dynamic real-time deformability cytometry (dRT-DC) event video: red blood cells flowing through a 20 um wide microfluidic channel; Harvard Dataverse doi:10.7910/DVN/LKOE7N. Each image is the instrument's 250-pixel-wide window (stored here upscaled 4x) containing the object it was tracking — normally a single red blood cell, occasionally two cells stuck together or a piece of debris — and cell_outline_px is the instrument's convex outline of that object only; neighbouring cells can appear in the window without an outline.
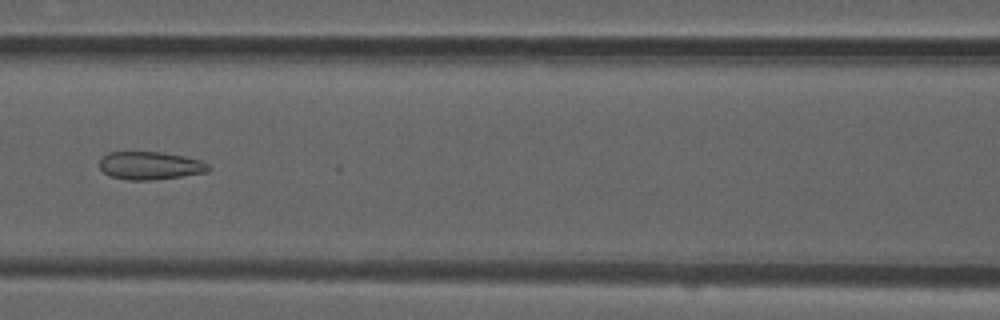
{"species": "common noctule bat (a hibernating species)", "species_latin": "Nyctalus noctula", "temperature_condition": "room temperature", "stored_images_in_passage": 13, "camera_frame_rate_fps": 3000, "um_per_image_px": 0.085, "animal": {"sex": "male", "forearm_length_mm": 52.5}, "frame": {"image": 1, "passage_image": 9, "time_ms": 2.667, "image_size_px": [1000, 320], "cell_outline_px": [[212, 168], [208, 172], [152, 180], [128, 180], [108, 176], [100, 168], [100, 160], [108, 152], [160, 152], [184, 156], [200, 160], [208, 164]], "centroid_in_image_um": [12.77, 14.08], "position_along_channel_um": 153.8, "area_um2": 17.74}}
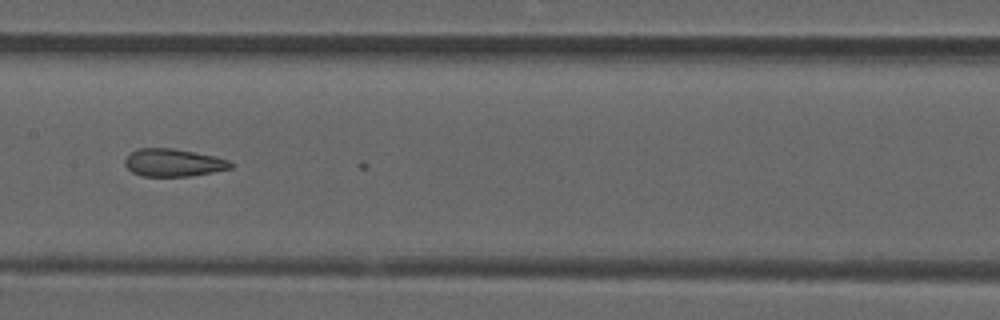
{"frame": {"image": 2, "passage_image": 12, "time_ms": 3.667, "image_size_px": [1000, 320], "cell_outline_px": [[232, 168], [212, 172], [188, 176], [144, 176], [132, 172], [124, 164], [124, 160], [136, 148], [172, 148], [216, 156], [228, 160], [232, 164]], "centroid_in_image_um": [14.73, 13.82], "position_along_channel_um": 192.7, "area_um2": 16.94}}